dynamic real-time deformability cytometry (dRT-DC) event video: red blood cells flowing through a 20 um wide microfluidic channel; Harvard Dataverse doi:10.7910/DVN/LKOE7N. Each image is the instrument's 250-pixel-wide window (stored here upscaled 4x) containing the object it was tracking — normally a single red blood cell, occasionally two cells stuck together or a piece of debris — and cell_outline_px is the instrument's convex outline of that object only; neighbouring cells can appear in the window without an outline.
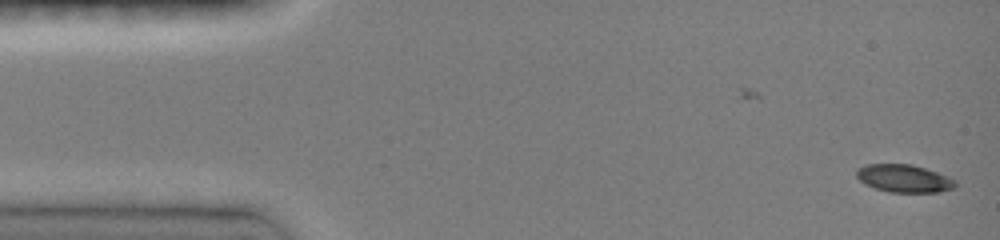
{"species": "common noctule bat (a hibernating species)", "species_latin": "Nyctalus noctula", "temperature_condition": "room temperature", "stored_images_in_passage": 42, "camera_frame_rate_fps": 3000, "um_per_image_px": 0.085, "animal": {"sex": "female", "body_mass_g": 19.0, "forearm_length_mm": 51.5}, "frame": {"image": 1, "passage_image": 1, "time_ms": 0.0, "image_size_px": [1000, 240], "cell_outline_px": [[956, 188], [936, 192], [888, 192], [864, 184], [856, 176], [856, 168], [864, 164], [912, 164], [948, 176], [956, 180]], "centroid_in_image_um": [76.82, 15.16], "position_along_channel_um": 8.2, "area_um2": 16.07}}
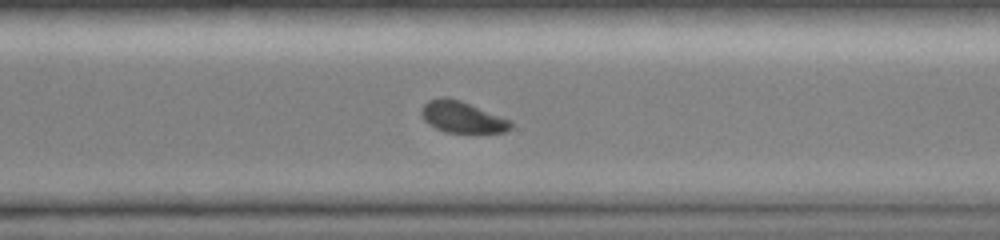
{"frame": {"image": 2, "passage_image": 29, "time_ms": 10.667, "image_size_px": [1000, 240], "cell_outline_px": [[512, 128], [504, 132], [444, 132], [428, 124], [424, 120], [420, 112], [424, 104], [428, 100], [440, 96], [448, 96], [460, 100], [512, 120]], "centroid_in_image_um": [39.27, 9.93], "position_along_channel_um": 331.3, "area_um2": 16.47}}
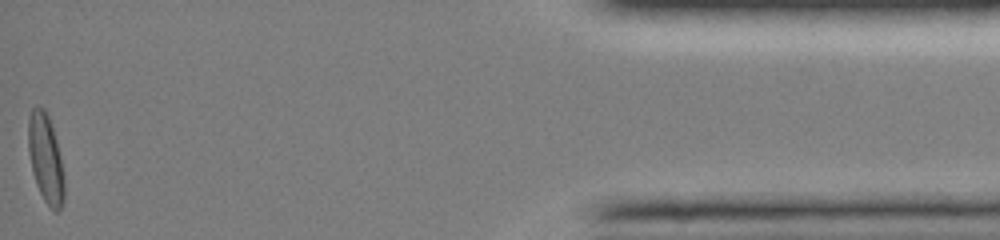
{"frame": {"image": 3, "passage_image": 42, "time_ms": 15.0, "image_size_px": [1000, 240], "cell_outline_px": [[64, 200], [60, 208], [56, 212], [44, 200], [36, 184], [32, 172], [28, 152], [28, 120], [32, 108], [44, 108], [48, 116], [56, 140], [60, 156], [64, 176]], "centroid_in_image_um": [3.87, 13.49], "position_along_channel_um": 431.3, "area_um2": 18.38}, "authors_computed_cell_mechanics": {"area_um2": 17.2822, "velocity_mm_per_s": 4.1281, "shape_relaxation_time_tau1_ms": 8.789, "shape_relaxation_time_tau2_ms": null, "deformation_change_tau1": 0.236, "deformation_change_tau2": null}}